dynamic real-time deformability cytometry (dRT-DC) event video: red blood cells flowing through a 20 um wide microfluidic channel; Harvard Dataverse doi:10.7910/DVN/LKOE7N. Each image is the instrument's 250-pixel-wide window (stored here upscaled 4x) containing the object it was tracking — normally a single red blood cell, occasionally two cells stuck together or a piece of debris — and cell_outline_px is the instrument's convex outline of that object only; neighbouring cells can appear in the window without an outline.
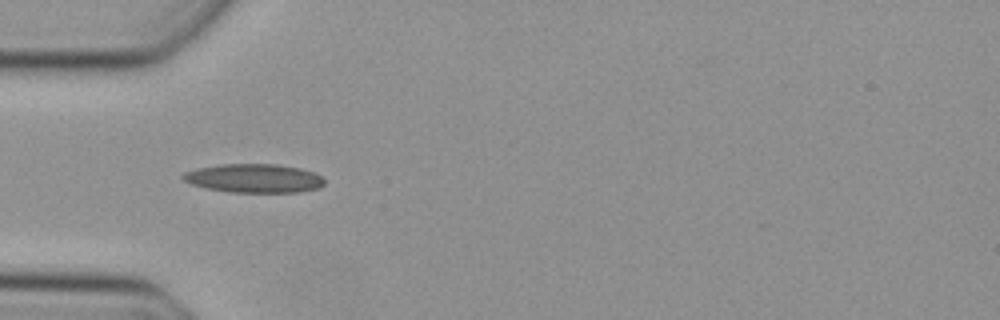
{"species": "Egyptian fruit bat (a non-hibernating species)", "species_latin": "Rousettus aegyptiacus", "temperature_condition": "cold", "stored_images_in_passage": 29, "camera_frame_rate_fps": 3000, "um_per_image_px": 0.085, "animal": {"sex": "female"}, "frame": {"image": 1, "passage_image": 1, "time_ms": 0.0, "image_size_px": [1000, 320], "cell_outline_px": [[324, 184], [320, 188], [300, 192], [232, 192], [208, 188], [192, 184], [184, 180], [180, 176], [184, 172], [196, 168], [220, 164], [276, 164], [300, 168], [312, 172], [320, 176], [324, 180]], "centroid_in_image_um": [21.59, 15.15], "position_along_channel_um": 63.4, "area_um2": 23.64}}
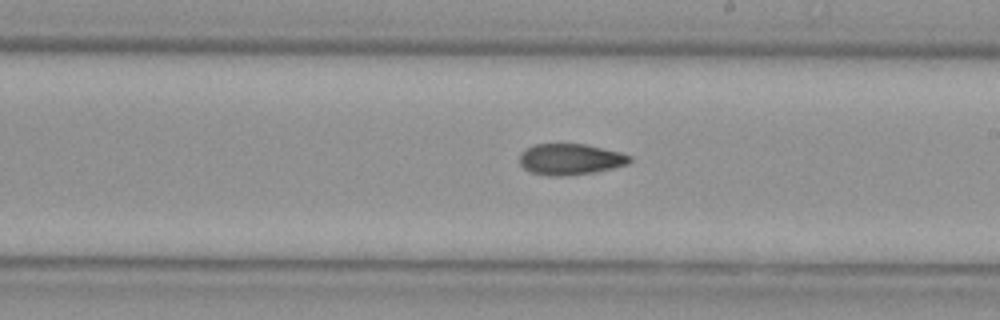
{"frame": {"image": 2, "passage_image": 14, "time_ms": 4.333, "image_size_px": [1000, 320], "cell_outline_px": [[632, 160], [628, 164], [612, 168], [592, 172], [560, 176], [548, 176], [532, 172], [524, 168], [520, 164], [520, 152], [524, 148], [532, 144], [588, 144], [620, 152], [632, 156]], "centroid_in_image_um": [48.46, 13.52], "position_along_channel_um": 240.5, "area_um2": 20.06}}
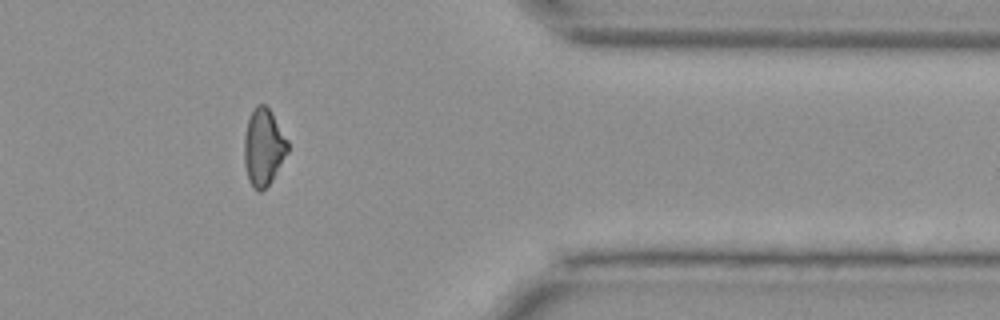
{"frame": {"image": 3, "passage_image": 26, "time_ms": 8.333, "image_size_px": [1000, 320], "cell_outline_px": [[288, 152], [268, 184], [260, 192], [252, 188], [248, 180], [244, 164], [244, 140], [248, 120], [256, 104], [264, 104], [272, 112], [288, 140]], "centroid_in_image_um": [22.39, 12.5], "position_along_channel_um": 389.0, "area_um2": 19.36}}